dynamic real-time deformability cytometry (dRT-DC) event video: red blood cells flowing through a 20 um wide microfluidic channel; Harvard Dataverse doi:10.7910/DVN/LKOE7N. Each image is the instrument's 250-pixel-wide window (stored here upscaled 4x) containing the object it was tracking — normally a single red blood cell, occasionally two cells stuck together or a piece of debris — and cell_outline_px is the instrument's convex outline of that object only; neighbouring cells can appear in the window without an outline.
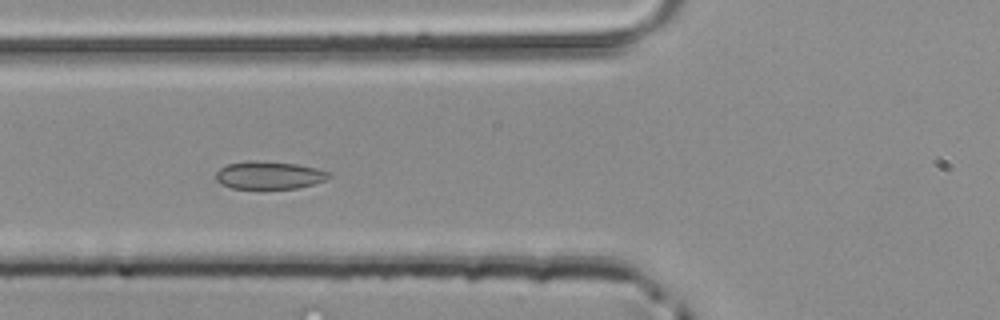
{"species": "common noctule bat (a hibernating species)", "species_latin": "Nyctalus noctula", "temperature_condition": "room temperature", "stored_images_in_passage": 31, "camera_frame_rate_fps": 3000, "um_per_image_px": 0.085, "animal": {"sex": "male", "body_mass_g": 20.4}, "frame": {"image": 1, "passage_image": 5, "time_ms": 1.333, "image_size_px": [1000, 320], "cell_outline_px": [[332, 176], [324, 180], [312, 184], [296, 188], [232, 188], [220, 184], [216, 180], [216, 172], [220, 168], [228, 164], [248, 160], [256, 160], [296, 164], [316, 168], [332, 172]], "centroid_in_image_um": [22.87, 14.88], "position_along_channel_um": 102.9, "area_um2": 18.26}}
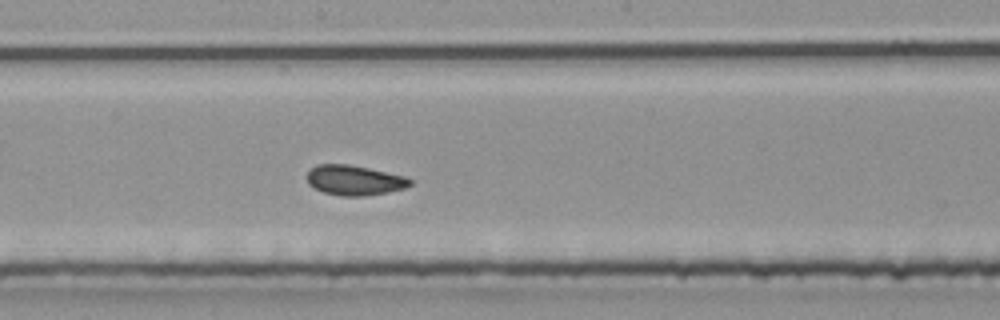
{"frame": {"image": 2, "passage_image": 13, "time_ms": 4.0, "image_size_px": [1000, 320], "cell_outline_px": [[412, 184], [404, 188], [388, 192], [364, 196], [340, 196], [324, 192], [308, 184], [308, 172], [316, 164], [348, 164], [368, 168], [404, 176], [412, 180]], "centroid_in_image_um": [30.13, 15.32], "position_along_channel_um": 218.1, "area_um2": 17.86}}
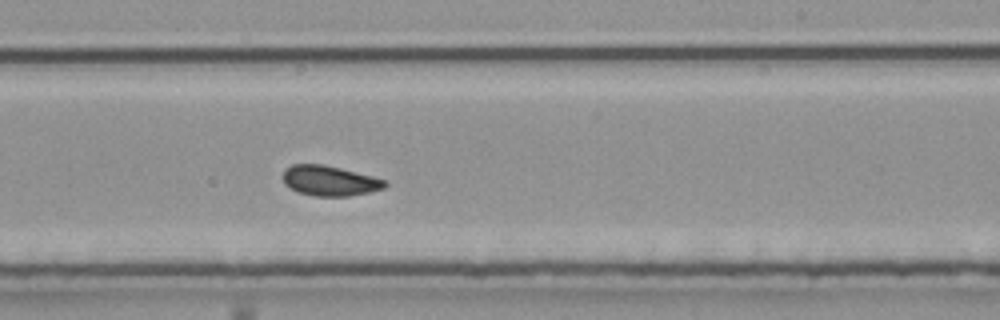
{"frame": {"image": 3, "passage_image": 16, "time_ms": 5.0, "image_size_px": [1000, 320], "cell_outline_px": [[388, 184], [384, 188], [368, 192], [348, 196], [316, 196], [296, 192], [284, 184], [284, 168], [292, 164], [324, 164], [388, 180]], "centroid_in_image_um": [28.01, 15.36], "position_along_channel_um": 261.0, "area_um2": 17.98}}